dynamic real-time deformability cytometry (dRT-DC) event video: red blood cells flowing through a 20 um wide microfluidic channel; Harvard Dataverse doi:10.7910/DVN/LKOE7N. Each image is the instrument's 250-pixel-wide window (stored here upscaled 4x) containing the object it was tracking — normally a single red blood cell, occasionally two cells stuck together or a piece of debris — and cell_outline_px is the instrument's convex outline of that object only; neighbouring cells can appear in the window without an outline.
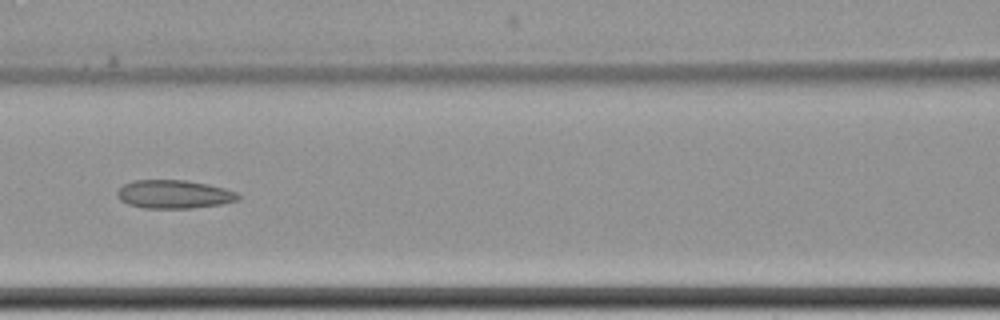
{"species": "common noctule bat (a hibernating species)", "species_latin": "Nyctalus noctula", "temperature_condition": "cold", "stored_images_in_passage": 10, "camera_frame_rate_fps": 3000, "um_per_image_px": 0.085, "animal": {"sex": "female", "body_mass_g": 22.7, "forearm_length_mm": 54.2}, "frame": {"image": 1, "passage_image": 9, "time_ms": 10.333, "image_size_px": [1000, 320], "cell_outline_px": [[240, 200], [220, 204], [192, 208], [144, 208], [128, 204], [120, 200], [116, 192], [124, 184], [132, 180], [184, 180], [208, 184], [224, 188], [236, 192], [240, 196]], "centroid_in_image_um": [14.79, 16.51], "position_along_channel_um": 151.8, "area_um2": 20.0}}
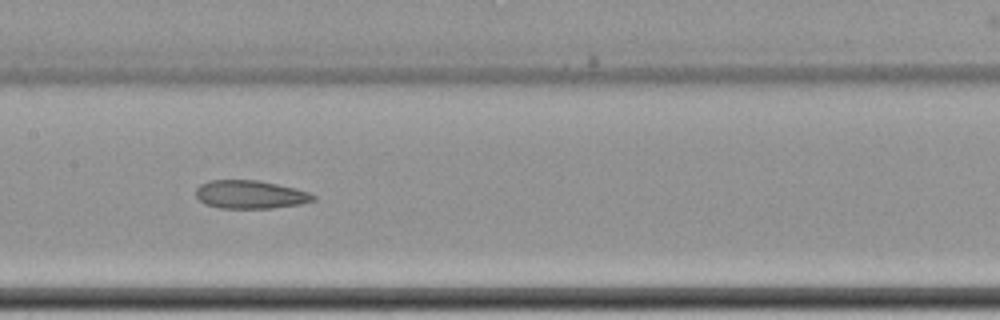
{"frame": {"image": 2, "passage_image": 10, "time_ms": 11.333, "image_size_px": [1000, 320], "cell_outline_px": [[316, 200], [300, 204], [272, 208], [220, 208], [204, 204], [196, 196], [196, 188], [200, 184], [208, 180], [256, 180], [296, 188], [308, 192], [316, 196]], "centroid_in_image_um": [21.26, 16.53], "position_along_channel_um": 186.1, "area_um2": 19.36}}